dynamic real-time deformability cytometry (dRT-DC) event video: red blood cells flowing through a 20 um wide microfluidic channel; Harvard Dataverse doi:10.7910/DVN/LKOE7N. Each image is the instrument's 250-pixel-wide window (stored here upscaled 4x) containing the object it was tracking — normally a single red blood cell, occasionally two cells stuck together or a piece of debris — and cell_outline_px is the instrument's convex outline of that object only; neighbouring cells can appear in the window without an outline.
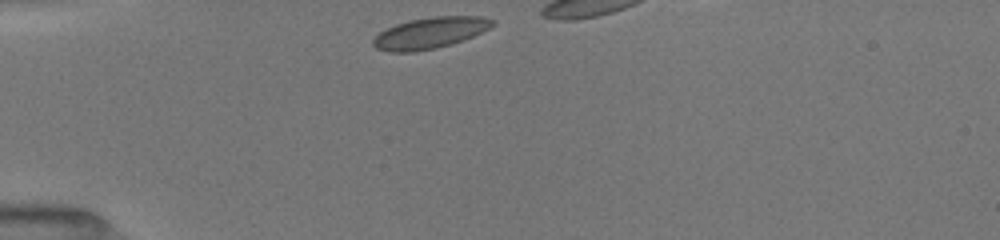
{"species": "common noctule bat (a hibernating species)", "species_latin": "Nyctalus noctula", "temperature_condition": "room temperature", "stored_images_in_passage": 10, "camera_frame_rate_fps": 3000, "um_per_image_px": 0.085, "animal": {"sex": "female", "body_mass_g": 19.5, "forearm_length_mm": 54.1}, "frame": {"image": 1, "passage_image": 1, "time_ms": 0.0, "image_size_px": [1000, 240], "cell_outline_px": [[496, 24], [464, 40], [436, 48], [412, 52], [388, 52], [376, 48], [372, 44], [372, 40], [380, 32], [396, 24], [408, 20], [432, 16], [484, 16], [496, 20]], "centroid_in_image_um": [36.56, 2.79], "position_along_channel_um": 48.4, "area_um2": 21.73}}
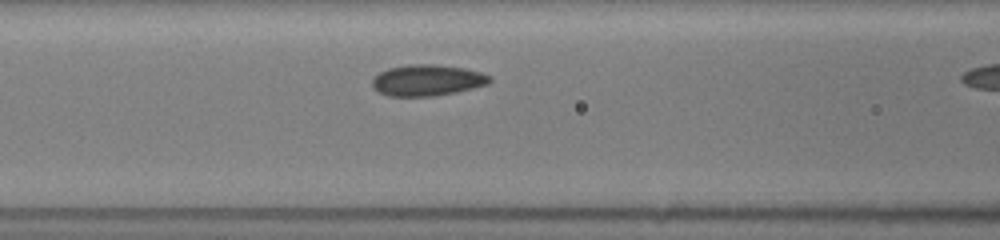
{"frame": {"image": 2, "passage_image": 9, "time_ms": 2.667, "image_size_px": [1000, 240], "cell_outline_px": [[492, 80], [488, 84], [456, 92], [432, 96], [388, 96], [372, 88], [372, 80], [380, 72], [388, 68], [408, 64], [432, 64], [464, 68], [480, 72], [492, 76]], "centroid_in_image_um": [36.32, 6.82], "position_along_channel_um": 130.3, "area_um2": 21.33}}